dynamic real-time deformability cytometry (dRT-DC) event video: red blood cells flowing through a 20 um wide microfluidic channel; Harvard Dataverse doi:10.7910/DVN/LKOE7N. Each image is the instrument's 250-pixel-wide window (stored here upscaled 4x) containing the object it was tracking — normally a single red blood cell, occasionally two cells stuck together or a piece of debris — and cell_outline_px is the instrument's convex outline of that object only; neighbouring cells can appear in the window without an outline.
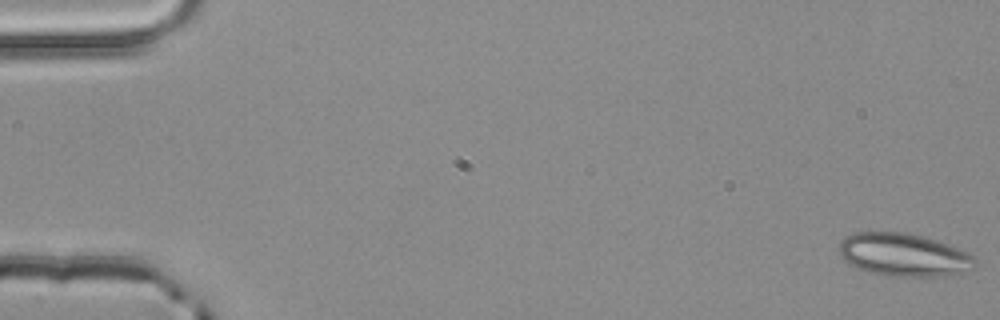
{"species": "common noctule bat (a hibernating species)", "species_latin": "Nyctalus noctula", "temperature_condition": "room temperature", "stored_images_in_passage": 4, "camera_frame_rate_fps": 3000, "um_per_image_px": 0.085, "animal": {"sex": "male", "body_mass_g": 20.4}, "frame": {"image": 1, "passage_image": 1, "time_ms": 0.0, "image_size_px": [1000, 320], "cell_outline_px": [[976, 264], [972, 268], [948, 276], [884, 276], [868, 272], [844, 260], [840, 256], [840, 240], [852, 232], [904, 232], [936, 240], [948, 244], [968, 252], [976, 260]], "centroid_in_image_um": [76.8, 21.66], "position_along_channel_um": 8.2, "area_um2": 33.93}}